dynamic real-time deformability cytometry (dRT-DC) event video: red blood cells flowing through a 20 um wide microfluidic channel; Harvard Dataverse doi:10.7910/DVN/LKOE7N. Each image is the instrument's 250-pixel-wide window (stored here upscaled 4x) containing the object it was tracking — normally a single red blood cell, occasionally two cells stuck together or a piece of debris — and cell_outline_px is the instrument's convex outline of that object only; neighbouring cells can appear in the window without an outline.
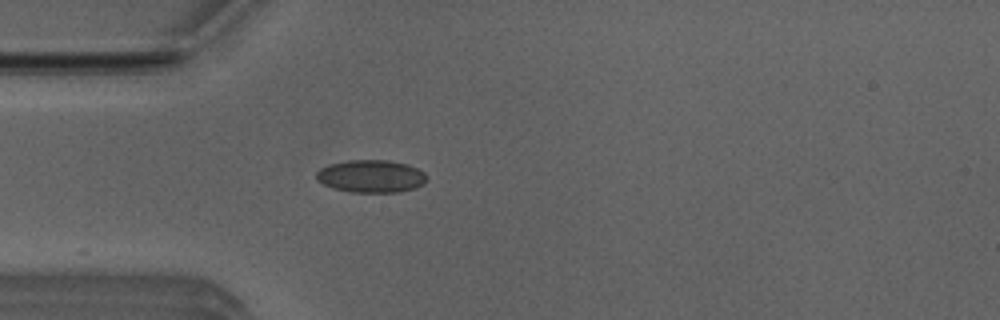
{"species": "Egyptian fruit bat (a non-hibernating species)", "species_latin": "Rousettus aegyptiacus", "temperature_condition": "room temperature", "stored_images_in_passage": 32, "camera_frame_rate_fps": 3000, "um_per_image_px": 0.085, "animal": {"sex": "male"}, "frame": {"image": 1, "passage_image": 1, "time_ms": 0.0, "image_size_px": [1000, 320], "cell_outline_px": [[424, 184], [416, 188], [396, 192], [352, 192], [332, 188], [316, 180], [316, 172], [320, 168], [328, 164], [348, 160], [388, 160], [408, 164], [424, 172]], "centroid_in_image_um": [31.5, 14.97], "position_along_channel_um": 53.5, "area_um2": 20.98}}
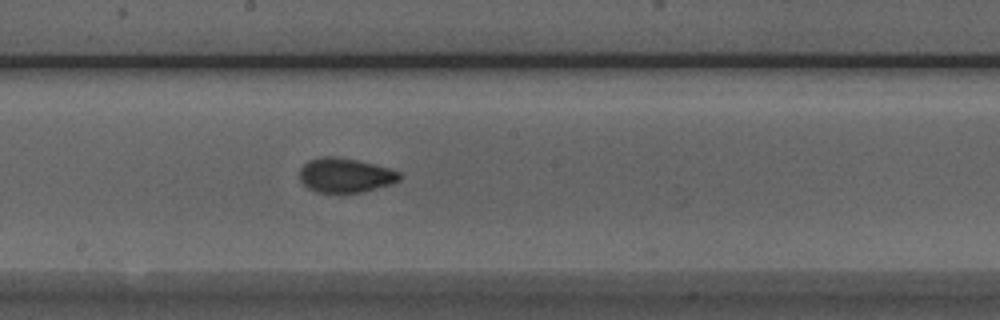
{"frame": {"image": 2, "passage_image": 14, "time_ms": 4.333, "image_size_px": [1000, 320], "cell_outline_px": [[400, 180], [392, 184], [360, 192], [316, 192], [308, 188], [300, 180], [300, 168], [308, 160], [320, 156], [336, 156], [356, 160], [392, 168], [400, 172]], "centroid_in_image_um": [29.35, 14.88], "position_along_channel_um": 218.9, "area_um2": 20.11}}
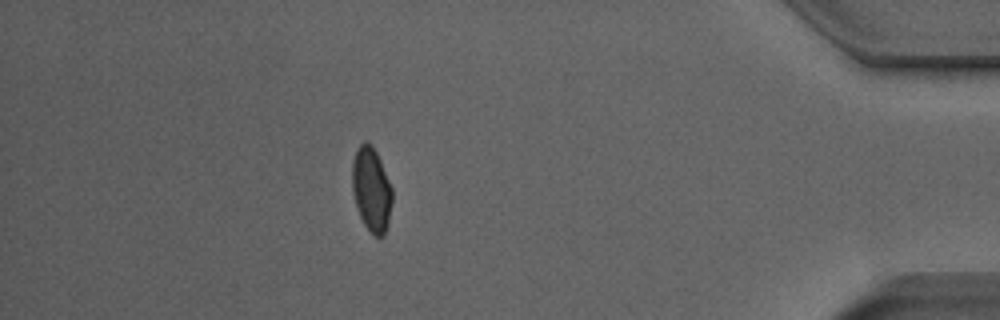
{"frame": {"image": 3, "passage_image": 32, "time_ms": 10.333, "image_size_px": [1000, 320], "cell_outline_px": [[392, 200], [388, 224], [384, 236], [372, 236], [364, 224], [360, 216], [356, 204], [352, 188], [352, 164], [356, 148], [364, 140], [368, 140], [372, 144], [380, 160], [392, 188]], "centroid_in_image_um": [31.57, 16.09], "position_along_channel_um": 403.6, "area_um2": 19.77}, "authors_computed_cell_mechanics": {"area_um2": 19.6809, "velocity_mm_per_s": 3.9376, "shape_relaxation_time_tau1_ms": 4.6183, "shape_relaxation_time_tau2_ms": 1.1372, "deformation_change_tau1": 0.1259, "deformation_change_tau2": 0.0606}}